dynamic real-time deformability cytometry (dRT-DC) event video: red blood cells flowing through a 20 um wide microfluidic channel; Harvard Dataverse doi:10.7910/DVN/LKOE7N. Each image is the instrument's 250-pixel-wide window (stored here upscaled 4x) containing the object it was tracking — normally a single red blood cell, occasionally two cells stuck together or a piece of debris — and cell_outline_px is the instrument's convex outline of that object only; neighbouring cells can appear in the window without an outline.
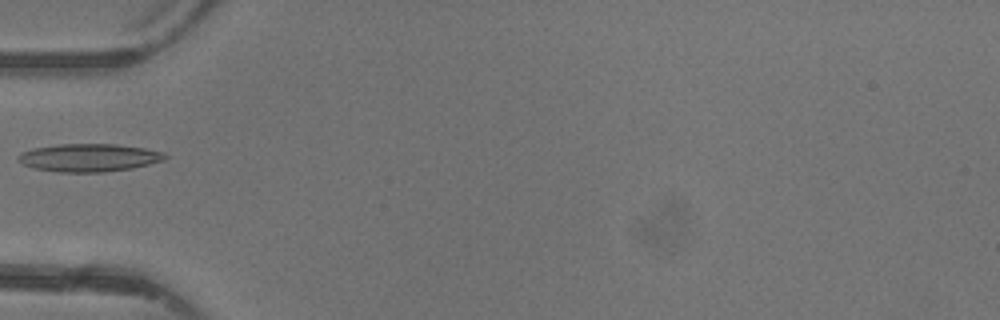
{"species": "common noctule bat (a hibernating species)", "species_latin": "Nyctalus noctula", "temperature_condition": "warm", "stored_images_in_passage": 5, "camera_frame_rate_fps": 3000, "um_per_image_px": 0.085, "animal": {"sex": "female"}, "frame": {"image": 1, "passage_image": 5, "time_ms": 4.667, "image_size_px": [1000, 320], "cell_outline_px": [[168, 156], [164, 160], [132, 168], [104, 172], [56, 172], [36, 168], [24, 164], [16, 156], [20, 152], [32, 148], [56, 144], [116, 144], [144, 148], [164, 152]], "centroid_in_image_um": [7.56, 13.39], "position_along_channel_um": 77.4, "area_um2": 23.87}}